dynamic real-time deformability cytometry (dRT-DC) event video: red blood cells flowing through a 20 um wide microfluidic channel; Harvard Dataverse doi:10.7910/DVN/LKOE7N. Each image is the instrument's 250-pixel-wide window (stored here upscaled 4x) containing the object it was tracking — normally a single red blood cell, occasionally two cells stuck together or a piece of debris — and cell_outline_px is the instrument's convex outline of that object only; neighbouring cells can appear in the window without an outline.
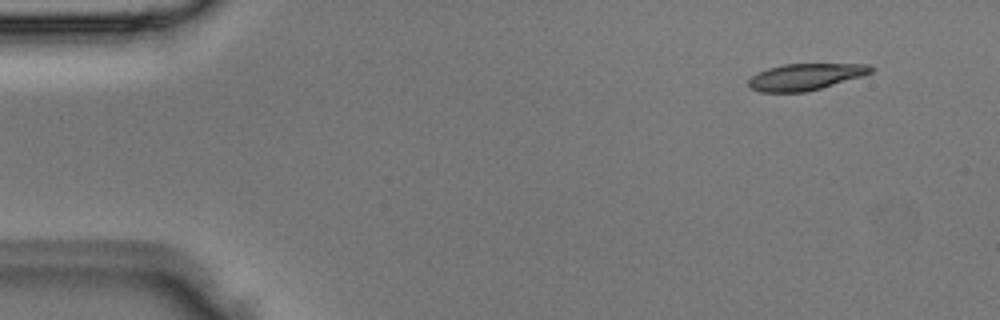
{"species": "Egyptian fruit bat (a non-hibernating species)", "species_latin": "Rousettus aegyptiacus", "temperature_condition": "room temperature", "stored_images_in_passage": 3, "camera_frame_rate_fps": 3000, "um_per_image_px": 0.085, "animal": {"sex": "male"}, "frame": {"image": 1, "passage_image": 1, "time_ms": 0.0, "image_size_px": [1000, 320], "cell_outline_px": [[876, 68], [872, 72], [860, 76], [820, 88], [804, 92], [760, 92], [752, 88], [748, 84], [748, 80], [756, 72], [768, 68], [784, 64], [868, 64]], "centroid_in_image_um": [68.43, 6.52], "position_along_channel_um": 16.6, "area_um2": 18.73}}